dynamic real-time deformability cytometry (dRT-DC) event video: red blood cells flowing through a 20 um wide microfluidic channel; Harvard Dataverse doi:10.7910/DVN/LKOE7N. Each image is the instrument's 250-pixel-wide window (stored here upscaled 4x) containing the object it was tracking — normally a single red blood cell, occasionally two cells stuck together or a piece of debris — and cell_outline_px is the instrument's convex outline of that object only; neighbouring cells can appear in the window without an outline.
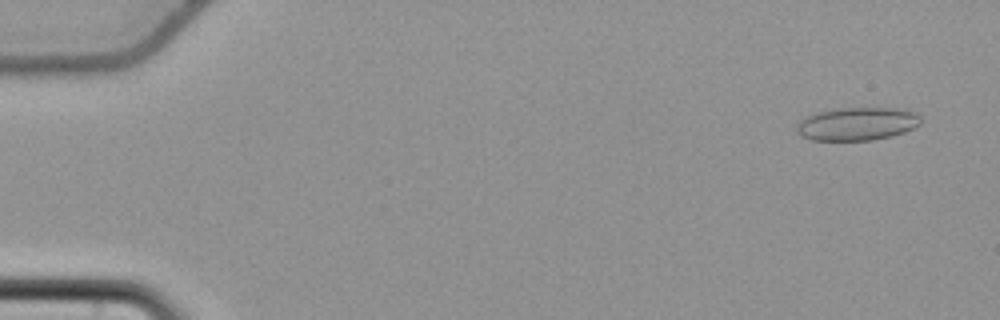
{"species": "common noctule bat (a hibernating species)", "species_latin": "Nyctalus noctula", "temperature_condition": "cold", "stored_images_in_passage": 56, "camera_frame_rate_fps": 3000, "um_per_image_px": 0.085, "animal": {"sex": "female", "body_mass_g": 22.7, "forearm_length_mm": 54.2}, "frame": {"image": 1, "passage_image": 4, "time_ms": 1.0, "image_size_px": [1000, 320], "cell_outline_px": [[920, 124], [904, 132], [892, 136], [872, 140], [812, 140], [800, 136], [796, 128], [796, 124], [808, 116], [816, 112], [844, 108], [896, 108], [916, 112], [920, 116]], "centroid_in_image_um": [72.86, 10.53], "position_along_channel_um": 12.1, "area_um2": 23.81}}
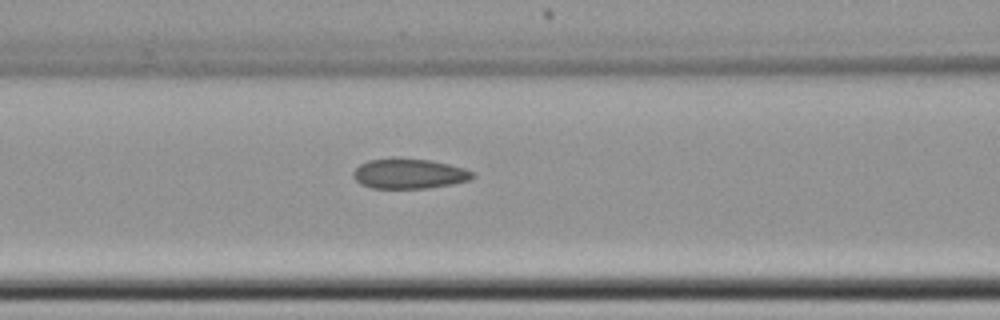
{"frame": {"image": 2, "passage_image": 25, "time_ms": 8.0, "image_size_px": [1000, 320], "cell_outline_px": [[476, 176], [472, 180], [452, 184], [428, 188], [372, 188], [360, 184], [352, 176], [352, 172], [360, 164], [368, 160], [400, 156], [428, 160], [448, 164], [464, 168], [472, 172]], "centroid_in_image_um": [34.76, 14.75], "position_along_channel_um": 131.8, "area_um2": 21.27}}
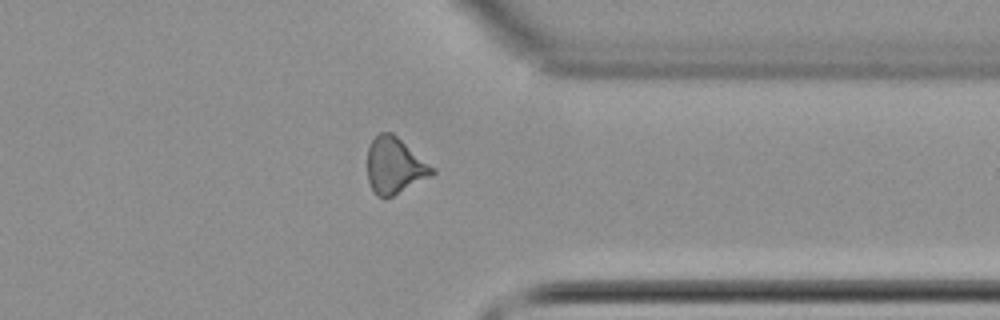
{"frame": {"image": 3, "passage_image": 45, "time_ms": 14.667, "image_size_px": [1000, 320], "cell_outline_px": [[436, 172], [432, 176], [384, 200], [376, 196], [372, 192], [368, 180], [368, 148], [372, 140], [380, 132], [392, 132], [436, 168]], "centroid_in_image_um": [33.56, 14.11], "position_along_channel_um": 377.8, "area_um2": 21.5}, "authors_computed_cell_mechanics": {"area_um2": 21.2993, "velocity_mm_per_s": 3.7545, "shape_relaxation_time_tau1_ms": null, "shape_relaxation_time_tau2_ms": 4.7031, "deformation_change_tau1": null, "deformation_change_tau2": 0.1061}}